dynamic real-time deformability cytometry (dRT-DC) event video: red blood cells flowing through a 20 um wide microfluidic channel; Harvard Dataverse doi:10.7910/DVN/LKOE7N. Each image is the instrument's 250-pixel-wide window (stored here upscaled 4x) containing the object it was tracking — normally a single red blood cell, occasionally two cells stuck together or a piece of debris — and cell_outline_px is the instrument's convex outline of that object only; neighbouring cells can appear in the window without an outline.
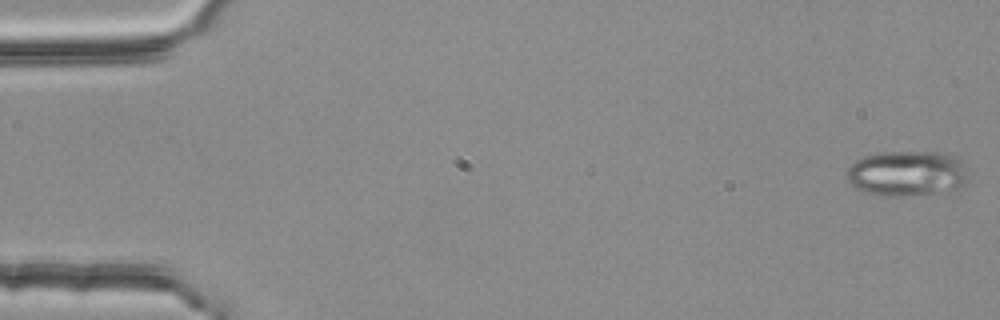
{"species": "common noctule bat (a hibernating species)", "species_latin": "Nyctalus noctula", "temperature_condition": "room temperature", "stored_images_in_passage": 4, "camera_frame_rate_fps": 3000, "um_per_image_px": 0.085, "animal": {"sex": "female", "body_mass_g": 25.1}, "frame": {"image": 1, "passage_image": 1, "time_ms": 0.0, "image_size_px": [1000, 320], "cell_outline_px": [[968, 180], [964, 184], [956, 188], [932, 192], [896, 196], [868, 192], [856, 188], [848, 180], [844, 172], [856, 160], [864, 156], [884, 152], [936, 152], [952, 156], [960, 160], [964, 168]], "centroid_in_image_um": [77.05, 14.71], "position_along_channel_um": 8.0, "area_um2": 31.27}}